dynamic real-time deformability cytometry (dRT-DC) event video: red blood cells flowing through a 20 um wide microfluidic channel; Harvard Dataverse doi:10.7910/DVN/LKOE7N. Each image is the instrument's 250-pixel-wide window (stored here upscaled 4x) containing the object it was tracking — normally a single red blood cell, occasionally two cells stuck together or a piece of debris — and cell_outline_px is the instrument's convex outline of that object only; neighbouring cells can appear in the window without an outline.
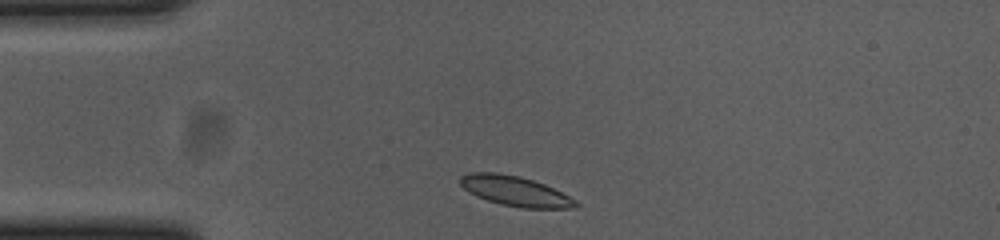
{"species": "common noctule bat (a hibernating species)", "species_latin": "Nyctalus noctula", "temperature_condition": "cold", "stored_images_in_passage": 35, "camera_frame_rate_fps": 3000, "um_per_image_px": 0.085, "animal": {"sex": "female", "body_mass_g": 23.0, "forearm_length_mm": 53.4}, "frame": {"image": 1, "passage_image": 2, "time_ms": 0.333, "image_size_px": [1000, 240], "cell_outline_px": [[580, 204], [568, 208], [524, 208], [500, 204], [476, 196], [464, 188], [460, 184], [460, 176], [472, 172], [496, 172], [516, 176], [532, 180], [544, 184], [576, 200]], "centroid_in_image_um": [43.76, 16.24], "position_along_channel_um": 41.2, "area_um2": 19.77}}
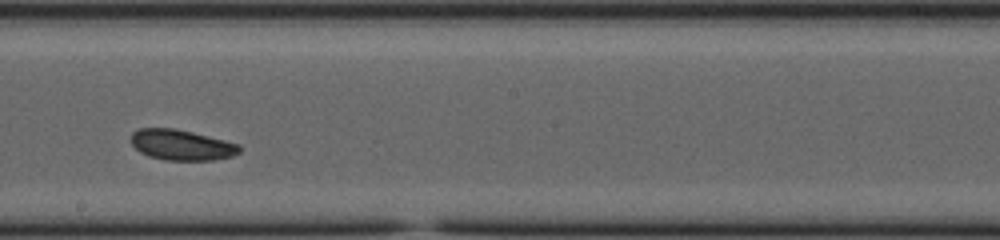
{"frame": {"image": 2, "passage_image": 20, "time_ms": 6.333, "image_size_px": [1000, 240], "cell_outline_px": [[240, 152], [232, 156], [212, 160], [168, 160], [148, 156], [140, 152], [132, 144], [132, 132], [140, 128], [176, 128], [240, 144]], "centroid_in_image_um": [15.43, 12.32], "position_along_channel_um": 232.8, "area_um2": 19.19}}
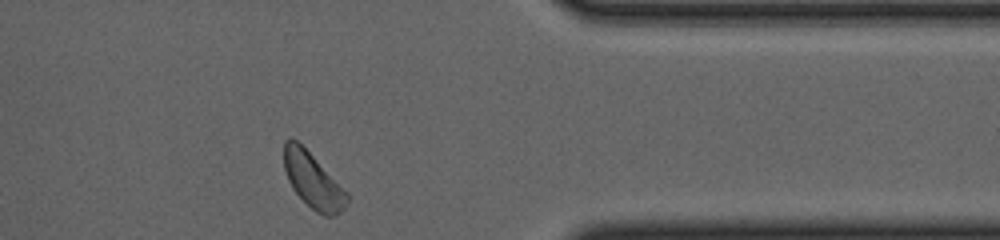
{"frame": {"image": 3, "passage_image": 34, "time_ms": 11.0, "image_size_px": [1000, 240], "cell_outline_px": [[348, 200], [344, 208], [336, 216], [324, 216], [316, 212], [292, 188], [288, 180], [284, 168], [284, 140], [296, 140], [348, 192]], "centroid_in_image_um": [26.61, 15.38], "position_along_channel_um": 384.8, "area_um2": 19.77}, "authors_computed_cell_mechanics": {"area_um2": 19.652, "velocity_mm_per_s": 3.6105, "shape_relaxation_time_tau1_ms": 1.863, "shape_relaxation_time_tau2_ms": 11.3143, "deformation_change_tau1": 0.0908, "deformation_change_tau2": 0.1358}}